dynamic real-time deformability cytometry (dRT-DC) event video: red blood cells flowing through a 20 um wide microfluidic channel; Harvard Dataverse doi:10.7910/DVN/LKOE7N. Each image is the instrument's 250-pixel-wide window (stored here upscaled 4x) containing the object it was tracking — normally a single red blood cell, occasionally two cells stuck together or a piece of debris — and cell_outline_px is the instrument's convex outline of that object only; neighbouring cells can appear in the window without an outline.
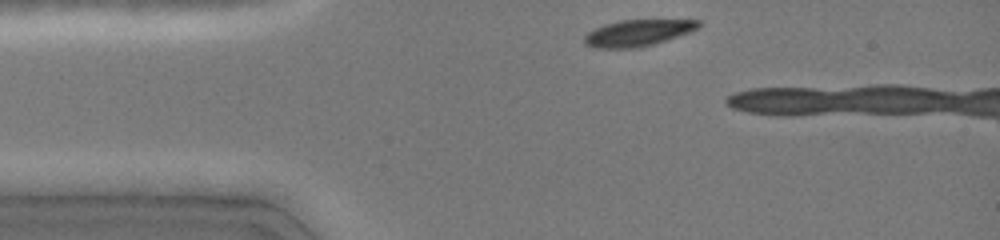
{"species": "common noctule bat (a hibernating species)", "species_latin": "Nyctalus noctula", "temperature_condition": "cold", "stored_images_in_passage": 11, "camera_frame_rate_fps": 3000, "um_per_image_px": 0.085, "animal": {"sex": "female", "body_mass_g": 19.0, "forearm_length_mm": 51.5}, "frame": {"image": 1, "passage_image": 2, "time_ms": 0.333, "image_size_px": [1000, 240], "cell_outline_px": [[700, 28], [692, 32], [652, 44], [636, 48], [592, 48], [584, 44], [584, 36], [588, 32], [604, 24], [620, 20], [700, 20]], "centroid_in_image_um": [54.21, 2.8], "position_along_channel_um": 30.8, "area_um2": 17.63}}